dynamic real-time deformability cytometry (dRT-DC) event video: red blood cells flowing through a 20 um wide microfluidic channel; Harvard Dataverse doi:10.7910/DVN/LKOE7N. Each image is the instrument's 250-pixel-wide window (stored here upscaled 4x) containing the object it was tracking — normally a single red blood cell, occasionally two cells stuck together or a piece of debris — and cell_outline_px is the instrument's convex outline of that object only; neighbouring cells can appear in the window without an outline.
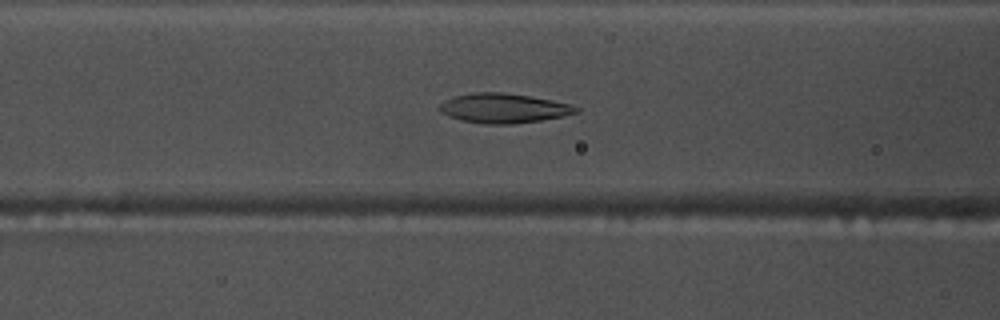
{"species": "common noctule bat (a hibernating species)", "species_latin": "Nyctalus noctula", "temperature_condition": "warm", "stored_images_in_passage": 45, "camera_frame_rate_fps": 3000, "um_per_image_px": 0.085, "animal": {"sex": "male", "body_mass_g": 17.5, "forearm_length_mm": 52.3}, "frame": {"image": 1, "passage_image": 12, "time_ms": 3.667, "image_size_px": [1000, 320], "cell_outline_px": [[580, 112], [564, 116], [540, 120], [512, 124], [484, 124], [460, 120], [448, 116], [440, 112], [436, 108], [444, 100], [452, 96], [476, 92], [504, 92], [552, 100], [572, 104], [580, 108]], "centroid_in_image_um": [42.78, 9.19], "position_along_channel_um": 123.8, "area_um2": 23.81}}
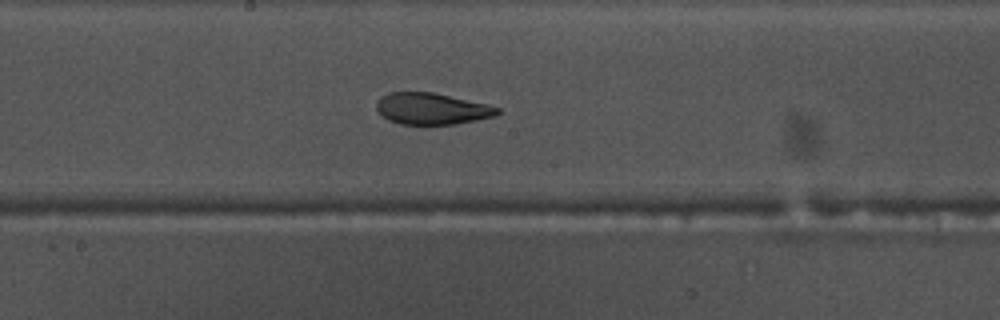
{"frame": {"image": 2, "passage_image": 19, "time_ms": 6.0, "image_size_px": [1000, 320], "cell_outline_px": [[500, 112], [496, 116], [456, 124], [400, 124], [388, 120], [376, 108], [376, 104], [380, 96], [388, 92], [432, 92], [488, 104], [500, 108]], "centroid_in_image_um": [36.71, 9.23], "position_along_channel_um": 211.5, "area_um2": 22.2}}
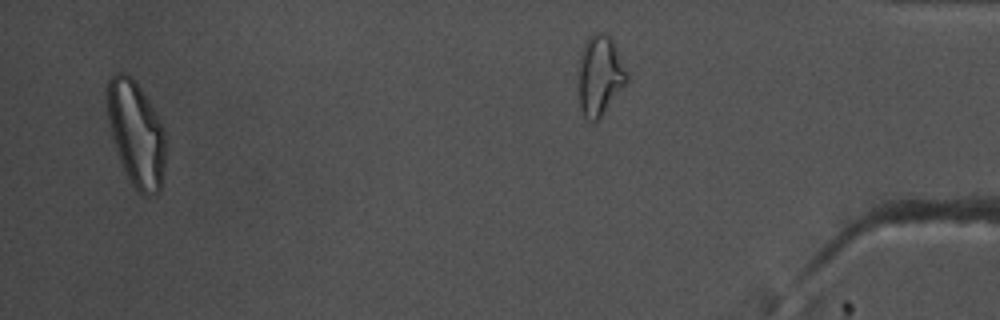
{"frame": {"image": 3, "passage_image": 43, "time_ms": 14.0, "image_size_px": [1000, 320], "cell_outline_px": [[164, 168], [160, 192], [156, 196], [144, 196], [136, 192], [120, 160], [112, 136], [108, 116], [104, 88], [104, 84], [108, 76], [112, 72], [128, 72], [132, 76], [148, 100], [164, 128]], "centroid_in_image_um": [11.54, 11.31], "position_along_channel_um": 423.7, "area_um2": 36.24}, "authors_computed_cell_mechanics": {"area_um2": 24.1026, "velocity_mm_per_s": 3.7809, "shape_relaxation_time_tau1_ms": 4.8786, "shape_relaxation_time_tau2_ms": 2.0163, "deformation_change_tau1": 0.1684, "deformation_change_tau2": 0.0901}}